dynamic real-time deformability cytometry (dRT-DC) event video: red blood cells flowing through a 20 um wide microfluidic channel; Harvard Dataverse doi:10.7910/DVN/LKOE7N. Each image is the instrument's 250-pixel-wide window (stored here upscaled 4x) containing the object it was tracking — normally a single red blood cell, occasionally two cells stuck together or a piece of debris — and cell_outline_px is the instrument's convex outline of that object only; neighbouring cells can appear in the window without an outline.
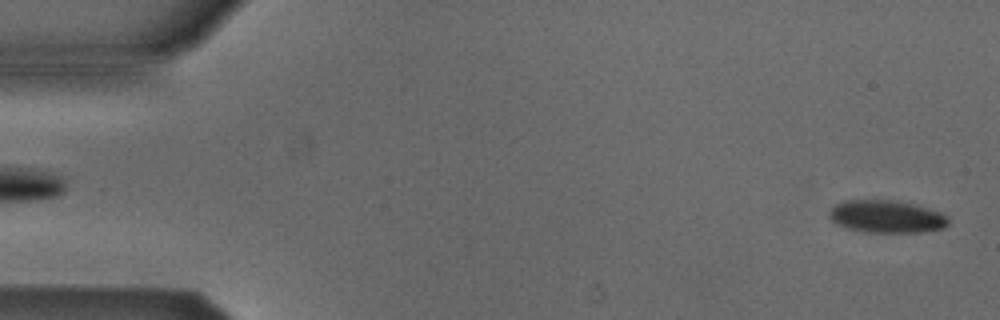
{"species": "Egyptian fruit bat (a non-hibernating species)", "species_latin": "Rousettus aegyptiacus", "temperature_condition": "cold", "stored_images_in_passage": 4, "segment_of_instrument_passage": [2, 2], "camera_frame_rate_fps": 3000, "um_per_image_px": 0.085, "animal": {"sex": "male"}, "frame": {"image": 1, "passage_image": 4, "time_ms": 3.333, "image_size_px": [1000, 320], "cell_outline_px": [[948, 224], [944, 228], [920, 232], [864, 232], [848, 228], [836, 224], [828, 216], [828, 212], [832, 204], [844, 200], [892, 200], [916, 204], [940, 212], [948, 220]], "centroid_in_image_um": [75.29, 18.4], "position_along_channel_um": 9.7, "area_um2": 22.72}}